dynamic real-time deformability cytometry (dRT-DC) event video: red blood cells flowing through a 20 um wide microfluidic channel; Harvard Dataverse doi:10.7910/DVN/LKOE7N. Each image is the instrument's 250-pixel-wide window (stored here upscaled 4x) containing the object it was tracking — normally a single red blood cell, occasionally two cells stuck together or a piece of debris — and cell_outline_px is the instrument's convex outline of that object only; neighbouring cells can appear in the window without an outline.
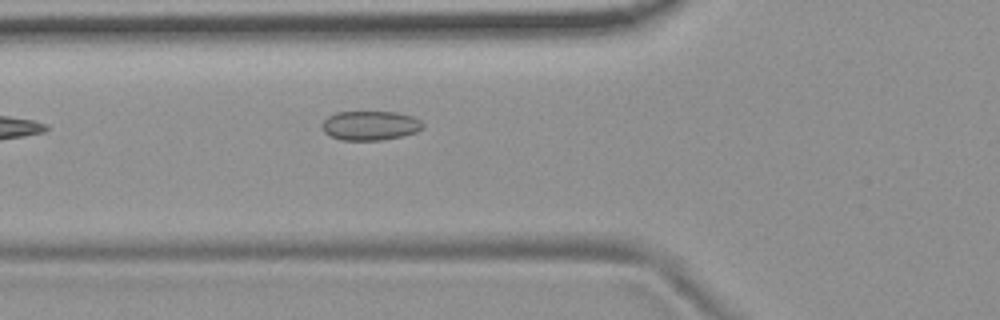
{"species": "common noctule bat (a hibernating species)", "species_latin": "Nyctalus noctula", "temperature_condition": "room temperature", "stored_images_in_passage": 7, "camera_frame_rate_fps": 3000, "um_per_image_px": 0.085, "animal": {"sex": "female", "body_mass_g": 19.9}, "frame": {"image": 1, "passage_image": 7, "time_ms": 2.0, "image_size_px": [1000, 320], "cell_outline_px": [[424, 128], [416, 132], [404, 136], [384, 140], [340, 140], [324, 132], [324, 120], [328, 116], [336, 112], [396, 112], [412, 116], [420, 120], [424, 124]], "centroid_in_image_um": [31.52, 10.68], "position_along_channel_um": 94.3, "area_um2": 17.22}}